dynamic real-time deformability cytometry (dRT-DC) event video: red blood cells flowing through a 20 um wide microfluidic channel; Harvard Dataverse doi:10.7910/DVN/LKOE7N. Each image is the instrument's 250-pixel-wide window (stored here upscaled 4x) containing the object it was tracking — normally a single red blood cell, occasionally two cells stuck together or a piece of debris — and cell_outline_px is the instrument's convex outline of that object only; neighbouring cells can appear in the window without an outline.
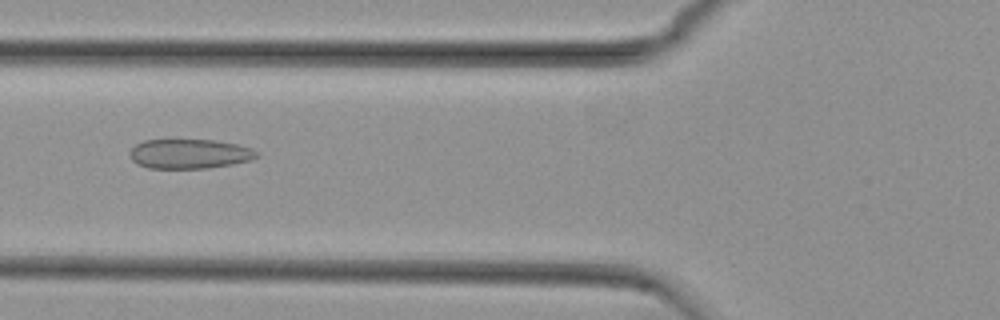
{"species": "common noctule bat (a hibernating species)", "species_latin": "Nyctalus noctula", "temperature_condition": "cold", "stored_images_in_passage": 35, "camera_frame_rate_fps": 3000, "um_per_image_px": 0.085, "animal": {"sex": "female", "body_mass_g": 29.2, "forearm_length_mm": 56.3}, "frame": {"image": 1, "passage_image": 4, "time_ms": 1.0, "image_size_px": [1000, 320], "cell_outline_px": [[260, 156], [248, 160], [232, 164], [204, 168], [148, 168], [136, 164], [132, 160], [128, 152], [136, 144], [144, 140], [212, 140], [236, 144], [252, 148]], "centroid_in_image_um": [16.06, 13.07], "position_along_channel_um": 109.7, "area_um2": 21.73}}
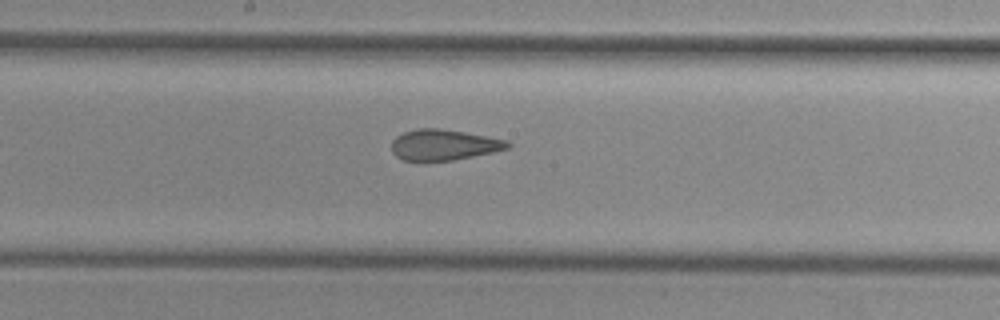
{"frame": {"image": 2, "passage_image": 12, "time_ms": 3.667, "image_size_px": [1000, 320], "cell_outline_px": [[512, 144], [508, 148], [492, 152], [452, 160], [404, 160], [396, 156], [392, 152], [392, 140], [396, 136], [404, 132], [416, 128], [436, 128], [464, 132], [508, 140]], "centroid_in_image_um": [37.71, 12.3], "position_along_channel_um": 210.5, "area_um2": 20.58}}
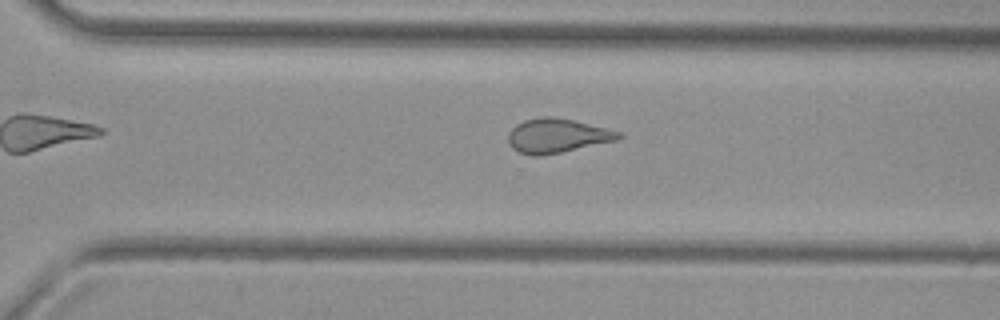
{"frame": {"image": 3, "passage_image": 21, "time_ms": 6.667, "image_size_px": [1000, 320], "cell_outline_px": [[624, 136], [616, 140], [560, 152], [540, 156], [532, 156], [520, 152], [512, 148], [508, 140], [508, 132], [516, 124], [524, 120], [544, 116], [552, 116], [572, 120], [608, 128], [620, 132]], "centroid_in_image_um": [47.33, 11.53], "position_along_channel_um": 323.3, "area_um2": 21.85}}